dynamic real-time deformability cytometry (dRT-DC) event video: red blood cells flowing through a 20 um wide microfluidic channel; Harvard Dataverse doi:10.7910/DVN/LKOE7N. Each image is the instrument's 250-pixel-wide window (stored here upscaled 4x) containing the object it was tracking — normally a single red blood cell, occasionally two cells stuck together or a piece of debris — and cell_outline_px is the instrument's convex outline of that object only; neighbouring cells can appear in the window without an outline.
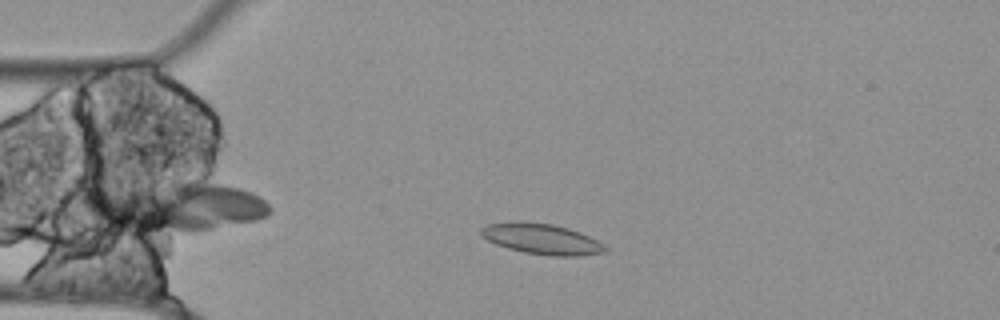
{"species": "Egyptian fruit bat (a non-hibernating species)", "species_latin": "Rousettus aegyptiacus", "temperature_condition": "cold", "stored_images_in_passage": 42, "camera_frame_rate_fps": 3000, "um_per_image_px": 0.085, "animal": {"sex": "female"}, "frame": {"image": 1, "passage_image": 7, "time_ms": 2.0, "image_size_px": [1000, 320], "cell_outline_px": [[608, 248], [604, 252], [580, 256], [548, 256], [524, 252], [508, 248], [496, 244], [480, 236], [480, 228], [488, 224], [520, 220], [552, 224], [568, 228], [580, 232], [604, 244]], "centroid_in_image_um": [46.02, 20.3], "position_along_channel_um": 39.0, "area_um2": 22.31}}
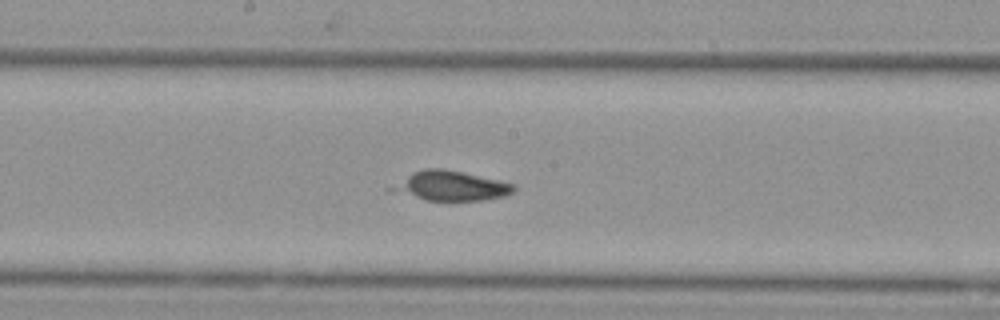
{"frame": {"image": 2, "passage_image": 23, "time_ms": 7.333, "image_size_px": [1000, 320], "cell_outline_px": [[516, 192], [504, 196], [484, 200], [424, 200], [384, 188], [412, 172], [424, 168], [444, 168], [500, 180], [512, 184], [516, 188]], "centroid_in_image_um": [38.28, 15.79], "position_along_channel_um": 209.9, "area_um2": 21.21}}
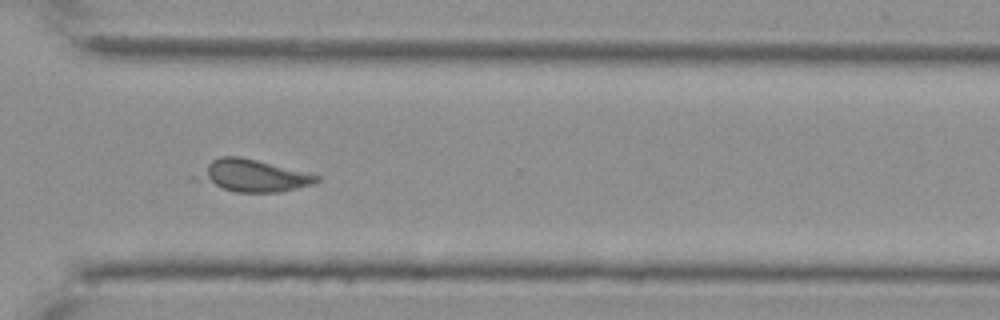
{"frame": {"image": 3, "passage_image": 35, "time_ms": 11.333, "image_size_px": [1000, 320], "cell_outline_px": [[320, 180], [316, 184], [280, 192], [236, 192], [188, 180], [188, 176], [212, 160], [220, 156], [240, 156], [320, 176]], "centroid_in_image_um": [21.33, 14.94], "position_along_channel_um": 349.3, "area_um2": 22.95}}